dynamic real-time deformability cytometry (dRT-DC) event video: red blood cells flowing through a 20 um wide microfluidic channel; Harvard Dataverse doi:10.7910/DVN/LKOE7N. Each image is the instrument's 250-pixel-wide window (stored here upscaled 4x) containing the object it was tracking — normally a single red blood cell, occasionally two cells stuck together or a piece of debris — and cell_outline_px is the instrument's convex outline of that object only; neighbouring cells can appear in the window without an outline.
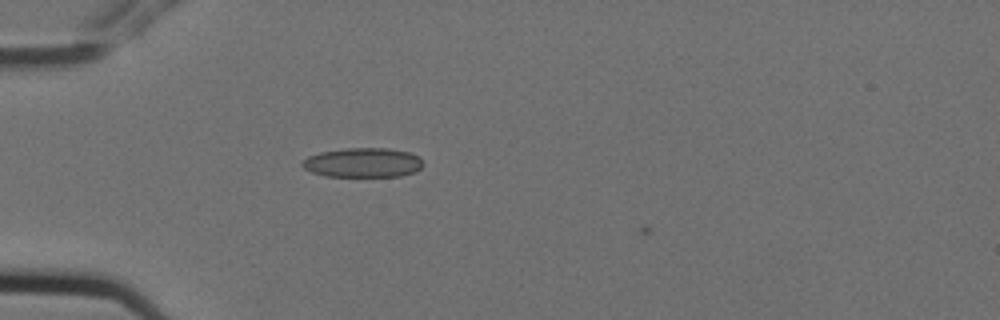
{"species": "Egyptian fruit bat (a non-hibernating species)", "species_latin": "Rousettus aegyptiacus", "temperature_condition": "cold", "stored_images_in_passage": 5, "camera_frame_rate_fps": 3000, "um_per_image_px": 0.085, "animal": {"sex": "female"}, "frame": {"image": 1, "passage_image": 3, "time_ms": 0.667, "image_size_px": [1000, 320], "cell_outline_px": [[424, 164], [420, 168], [412, 172], [400, 176], [328, 176], [312, 172], [304, 168], [300, 164], [300, 160], [308, 156], [320, 152], [348, 148], [388, 148], [408, 152], [424, 160]], "centroid_in_image_um": [30.82, 13.81], "position_along_channel_um": 54.2, "area_um2": 20.69}}